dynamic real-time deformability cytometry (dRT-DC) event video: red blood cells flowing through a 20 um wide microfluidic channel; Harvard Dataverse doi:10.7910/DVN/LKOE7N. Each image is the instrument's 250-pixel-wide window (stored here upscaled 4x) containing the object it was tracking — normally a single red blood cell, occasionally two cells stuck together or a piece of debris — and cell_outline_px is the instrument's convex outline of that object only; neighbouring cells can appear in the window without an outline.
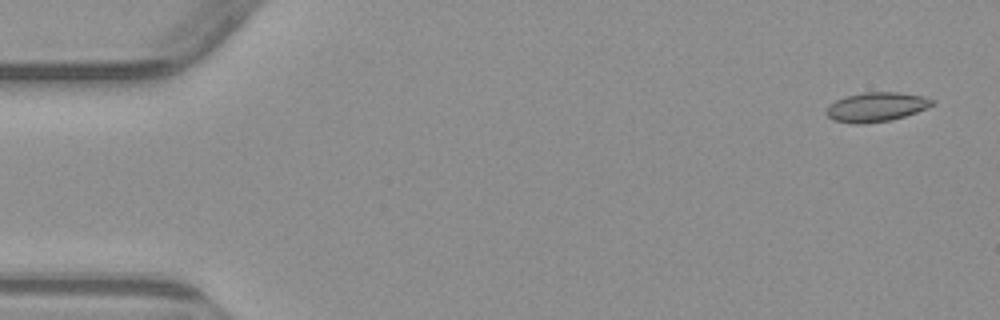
{"species": "common noctule bat (a hibernating species)", "species_latin": "Nyctalus noctula", "temperature_condition": "warm", "stored_images_in_passage": 5, "camera_frame_rate_fps": 3000, "um_per_image_px": 0.085, "animal": {"sex": "male", "body_mass_g": 23.1, "forearm_length_mm": 52.7}, "frame": {"image": 1, "passage_image": 1, "time_ms": 0.0, "image_size_px": [1000, 320], "cell_outline_px": [[936, 104], [928, 108], [904, 116], [888, 120], [864, 124], [856, 124], [836, 120], [828, 116], [824, 112], [828, 104], [844, 96], [864, 92], [900, 92], [924, 96], [936, 100]], "centroid_in_image_um": [74.5, 9.07], "position_along_channel_um": 10.5, "area_um2": 18.26}}
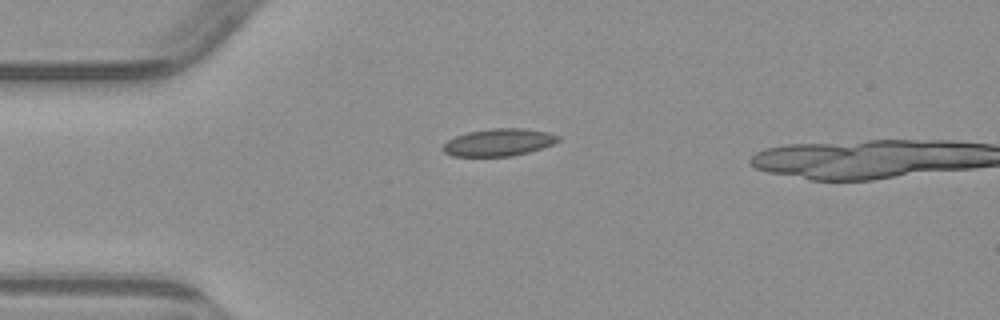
{"frame": {"image": 2, "passage_image": 4, "time_ms": 3.667, "image_size_px": [1000, 320], "cell_outline_px": [[560, 140], [552, 144], [528, 152], [512, 156], [452, 156], [444, 152], [440, 148], [448, 140], [456, 136], [468, 132], [492, 128], [524, 128], [548, 132], [560, 136]], "centroid_in_image_um": [42.38, 12.09], "position_along_channel_um": 42.6, "area_um2": 18.32}}